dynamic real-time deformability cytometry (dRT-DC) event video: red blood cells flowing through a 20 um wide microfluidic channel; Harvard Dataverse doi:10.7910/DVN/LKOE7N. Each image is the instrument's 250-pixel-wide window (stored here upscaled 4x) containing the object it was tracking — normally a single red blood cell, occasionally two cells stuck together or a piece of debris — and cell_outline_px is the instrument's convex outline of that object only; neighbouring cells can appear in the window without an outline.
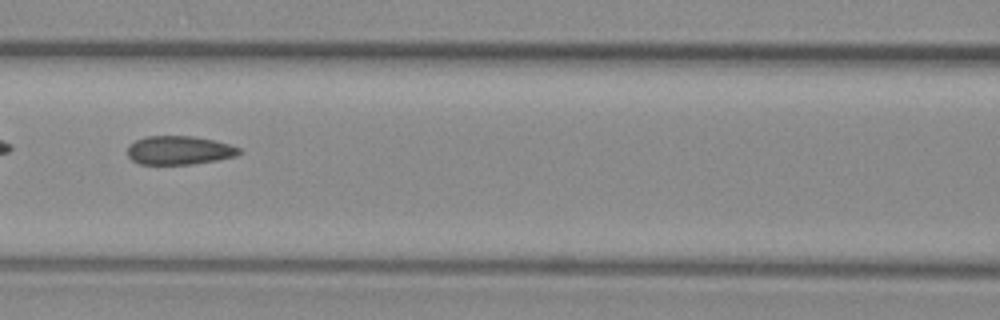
{"species": "common noctule bat (a hibernating species)", "species_latin": "Nyctalus noctula", "temperature_condition": "warm", "stored_images_in_passage": 43, "camera_frame_rate_fps": 3000, "um_per_image_px": 0.085, "animal": {"sex": "female", "body_mass_g": 29.2, "forearm_length_mm": 56.3}, "frame": {"image": 1, "passage_image": 13, "time_ms": 4.0, "image_size_px": [1000, 320], "cell_outline_px": [[244, 152], [236, 156], [216, 160], [192, 164], [140, 164], [132, 160], [128, 156], [128, 144], [144, 136], [192, 136], [216, 140], [240, 148]], "centroid_in_image_um": [15.24, 12.77], "position_along_channel_um": 151.4, "area_um2": 18.79}}
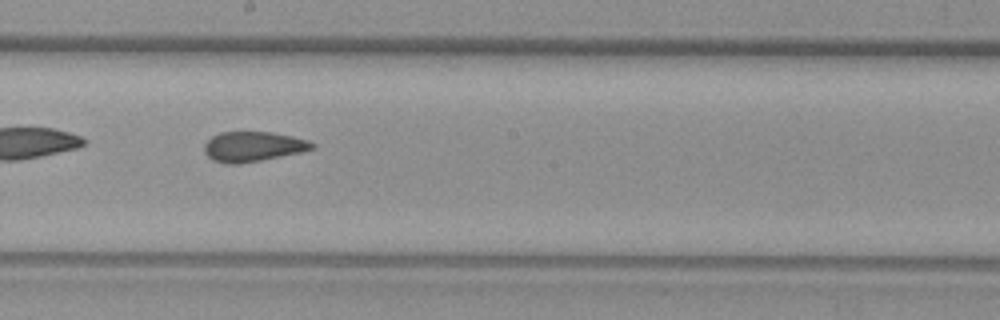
{"frame": {"image": 2, "passage_image": 19, "time_ms": 6.0, "image_size_px": [1000, 320], "cell_outline_px": [[316, 148], [300, 152], [240, 164], [224, 164], [212, 160], [204, 152], [204, 144], [212, 136], [220, 132], [272, 132], [292, 136], [308, 140], [316, 144]], "centroid_in_image_um": [21.49, 12.46], "position_along_channel_um": 226.7, "area_um2": 18.9}, "authors_computed_cell_mechanics": {"area_um2": 19.3052, "velocity_mm_per_s": 3.7763, "shape_relaxation_time_tau1_ms": null, "shape_relaxation_time_tau2_ms": 2.2135, "deformation_change_tau1": null, "deformation_change_tau2": 0.079}}